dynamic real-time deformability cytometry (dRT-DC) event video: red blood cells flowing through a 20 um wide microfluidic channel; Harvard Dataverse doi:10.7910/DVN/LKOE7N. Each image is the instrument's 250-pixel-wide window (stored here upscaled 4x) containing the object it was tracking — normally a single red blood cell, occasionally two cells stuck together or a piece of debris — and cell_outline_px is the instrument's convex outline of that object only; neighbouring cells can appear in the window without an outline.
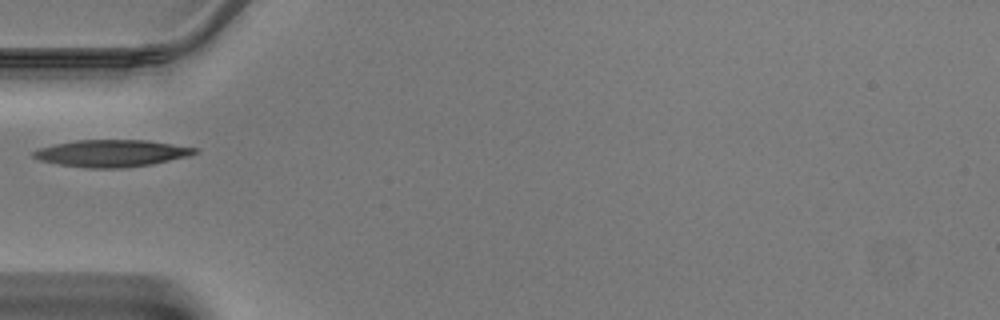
{"species": "Egyptian fruit bat (a non-hibernating species)", "species_latin": "Rousettus aegyptiacus", "temperature_condition": "warm", "stored_images_in_passage": 32, "camera_frame_rate_fps": 3000, "um_per_image_px": 0.085, "animal": {"sex": "male"}, "frame": {"image": 1, "passage_image": 1, "time_ms": 0.0, "image_size_px": [1000, 320], "cell_outline_px": [[192, 152], [164, 160], [144, 164], [68, 164], [48, 160], [36, 156], [36, 152], [48, 148], [64, 144], [88, 140], [132, 140], [164, 144], [192, 148]], "centroid_in_image_um": [9.51, 12.95], "position_along_channel_um": 75.5, "area_um2": 20.75}}
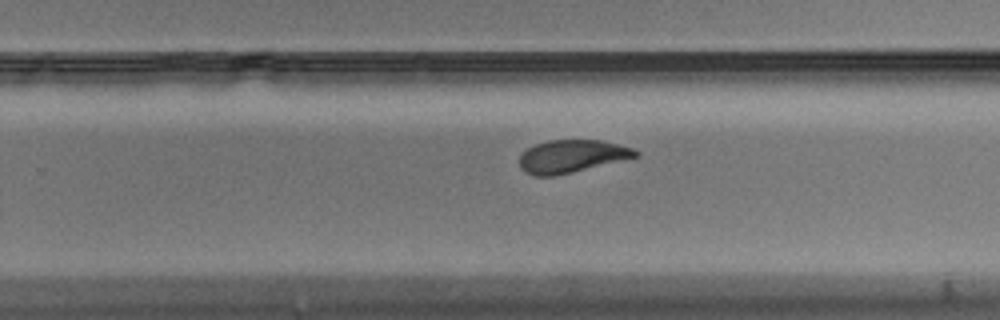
{"frame": {"image": 2, "passage_image": 15, "time_ms": 4.667, "image_size_px": [1000, 320], "cell_outline_px": [[636, 156], [568, 172], [544, 176], [540, 176], [528, 172], [520, 164], [520, 156], [528, 148], [540, 144], [556, 140], [596, 140], [628, 148], [636, 152]], "centroid_in_image_um": [48.52, 13.27], "position_along_channel_um": 281.3, "area_um2": 20.35}}
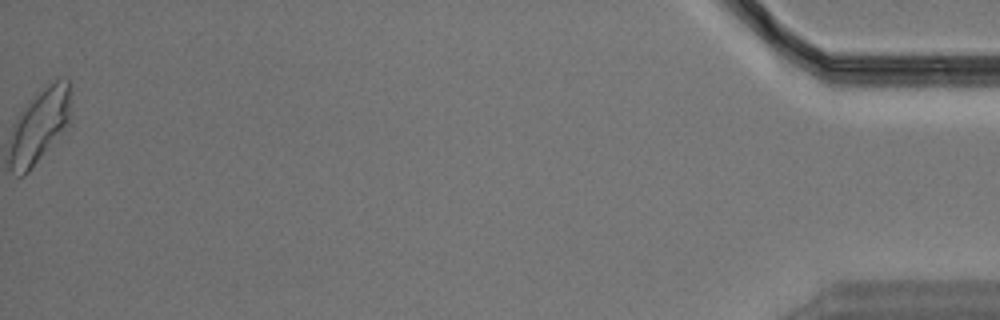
{"frame": {"image": 3, "passage_image": 32, "time_ms": 10.333, "image_size_px": [1000, 320], "cell_outline_px": [[68, 92], [64, 120], [32, 164], [20, 176], [12, 160], [12, 144], [16, 132], [24, 116], [32, 104], [52, 84], [68, 84]], "centroid_in_image_um": [3.33, 10.72], "position_along_channel_um": 431.9, "area_um2": 19.54}}